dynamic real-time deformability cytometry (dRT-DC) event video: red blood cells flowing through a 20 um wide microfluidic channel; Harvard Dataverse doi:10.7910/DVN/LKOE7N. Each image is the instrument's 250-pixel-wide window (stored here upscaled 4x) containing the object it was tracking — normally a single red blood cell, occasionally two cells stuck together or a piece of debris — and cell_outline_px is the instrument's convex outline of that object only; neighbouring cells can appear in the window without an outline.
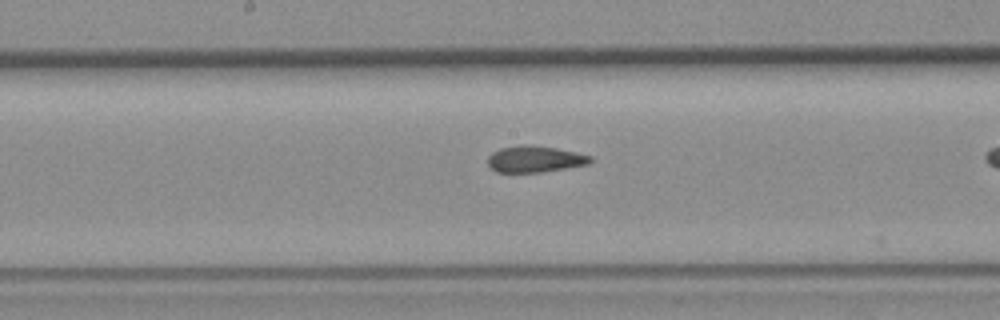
{"species": "common noctule bat (a hibernating species)", "species_latin": "Nyctalus noctula", "temperature_condition": "room temperature", "stored_images_in_passage": 23, "camera_frame_rate_fps": 3000, "um_per_image_px": 0.085, "animal": {"sex": "female", "body_mass_g": 19.3, "forearm_length_mm": 54.1}, "frame": {"image": 1, "passage_image": 22, "time_ms": 7.0, "image_size_px": [1000, 320], "cell_outline_px": [[592, 160], [588, 164], [540, 172], [496, 172], [488, 168], [488, 156], [492, 152], [500, 148], [524, 144], [528, 144], [556, 148], [576, 152], [592, 156]], "centroid_in_image_um": [45.42, 13.52], "position_along_channel_um": 202.8, "area_um2": 15.84}}